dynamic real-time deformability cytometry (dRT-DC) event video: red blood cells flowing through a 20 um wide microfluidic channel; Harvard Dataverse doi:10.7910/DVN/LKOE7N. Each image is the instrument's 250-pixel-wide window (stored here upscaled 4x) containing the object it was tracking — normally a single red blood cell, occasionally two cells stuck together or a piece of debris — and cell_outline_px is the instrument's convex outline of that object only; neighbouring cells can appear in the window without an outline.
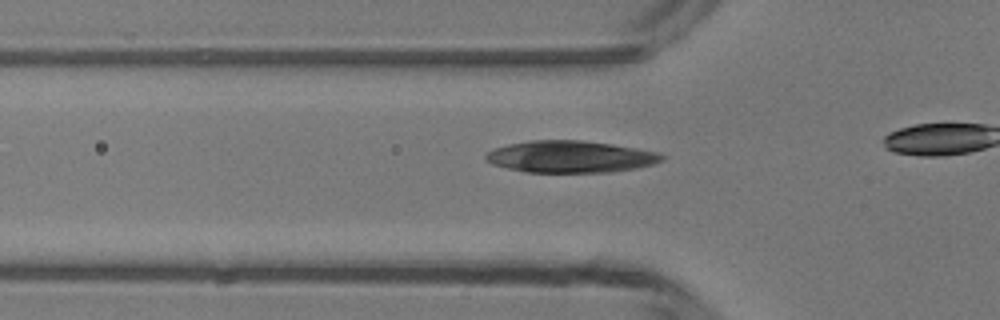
{"species": "common noctule bat (a hibernating species)", "species_latin": "Nyctalus noctula", "temperature_condition": "room temperature", "stored_images_in_passage": 10, "camera_frame_rate_fps": 3000, "um_per_image_px": 0.085, "animal": {"sex": "male", "body_mass_g": 13.3}, "frame": {"image": 1, "passage_image": 5, "time_ms": 1.333, "image_size_px": [1000, 320], "cell_outline_px": [[664, 160], [652, 164], [636, 168], [612, 172], [528, 172], [508, 168], [492, 164], [484, 160], [484, 156], [488, 152], [496, 148], [508, 144], [532, 140], [580, 140], [612, 144], [660, 152], [664, 156]], "centroid_in_image_um": [48.5, 13.32], "position_along_channel_um": 77.3, "area_um2": 32.66}}
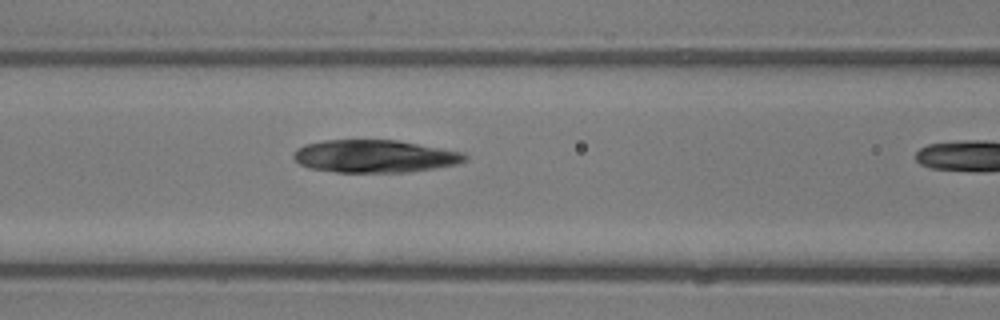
{"frame": {"image": 2, "passage_image": 9, "time_ms": 2.667, "image_size_px": [1000, 320], "cell_outline_px": [[468, 160], [456, 164], [408, 172], [336, 172], [308, 168], [300, 164], [292, 156], [296, 148], [304, 144], [324, 140], [396, 140], [464, 152], [468, 156]], "centroid_in_image_um": [31.83, 13.28], "position_along_channel_um": 134.8, "area_um2": 32.66}}